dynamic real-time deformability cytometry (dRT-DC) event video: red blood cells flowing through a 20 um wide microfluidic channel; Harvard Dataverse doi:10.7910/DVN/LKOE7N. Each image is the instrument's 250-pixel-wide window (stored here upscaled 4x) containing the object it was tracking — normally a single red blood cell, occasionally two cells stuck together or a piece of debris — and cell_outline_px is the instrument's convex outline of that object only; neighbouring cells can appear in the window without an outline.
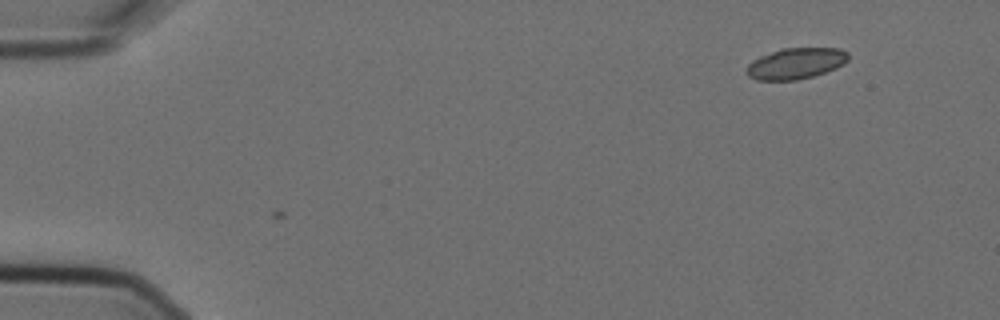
{"species": "Egyptian fruit bat (a non-hibernating species)", "species_latin": "Rousettus aegyptiacus", "temperature_condition": "cold", "stored_images_in_passage": 3, "camera_frame_rate_fps": 3000, "um_per_image_px": 0.085, "animal": {"sex": "female"}, "frame": {"image": 1, "passage_image": 3, "time_ms": 0.667, "image_size_px": [1000, 320], "cell_outline_px": [[848, 60], [844, 64], [836, 68], [812, 76], [796, 80], [756, 80], [748, 76], [744, 72], [748, 64], [752, 60], [760, 56], [780, 48], [840, 48], [848, 52]], "centroid_in_image_um": [67.62, 5.39], "position_along_channel_um": 17.4, "area_um2": 18.55}}